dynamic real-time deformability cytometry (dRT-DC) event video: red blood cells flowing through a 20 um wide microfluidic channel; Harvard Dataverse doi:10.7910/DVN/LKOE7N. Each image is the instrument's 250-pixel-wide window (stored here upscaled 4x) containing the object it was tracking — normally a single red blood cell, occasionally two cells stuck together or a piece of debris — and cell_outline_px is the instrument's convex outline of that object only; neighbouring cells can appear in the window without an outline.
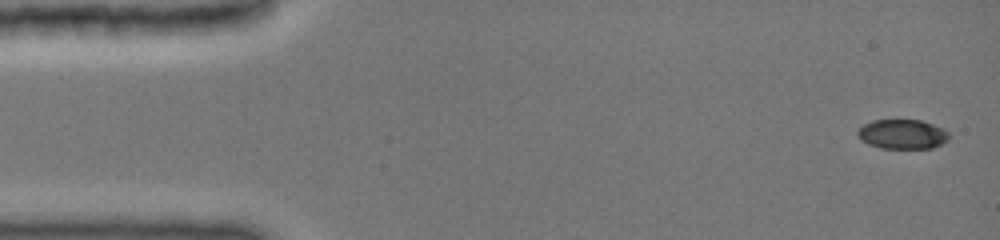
{"species": "common noctule bat (a hibernating species)", "species_latin": "Nyctalus noctula", "temperature_condition": "cold", "stored_images_in_passage": 34, "camera_frame_rate_fps": 3000, "um_per_image_px": 0.085, "animal": {"sex": "female", "body_mass_g": 19.0, "forearm_length_mm": 51.5}, "frame": {"image": 1, "passage_image": 1, "time_ms": 0.0, "image_size_px": [1000, 240], "cell_outline_px": [[948, 140], [932, 148], [880, 148], [868, 144], [860, 140], [856, 136], [856, 132], [864, 124], [872, 120], [920, 120], [944, 128], [948, 132]], "centroid_in_image_um": [76.67, 11.4], "position_along_channel_um": 8.3, "area_um2": 15.78}}
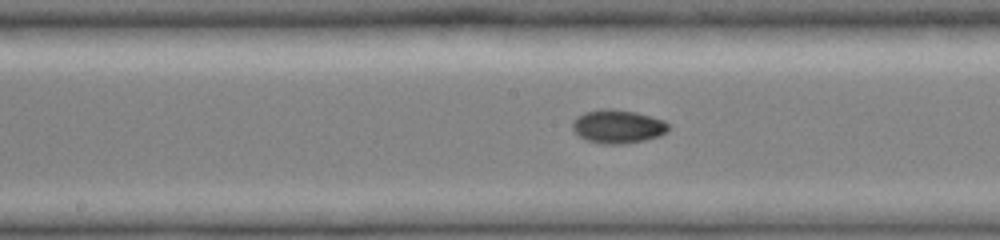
{"frame": {"image": 2, "passage_image": 20, "time_ms": 7.667, "image_size_px": [1000, 240], "cell_outline_px": [[668, 128], [660, 136], [644, 140], [620, 144], [600, 144], [588, 140], [580, 136], [572, 128], [572, 124], [584, 112], [636, 112], [664, 120], [668, 124]], "centroid_in_image_um": [52.56, 10.81], "position_along_channel_um": 195.6, "area_um2": 17.63}}
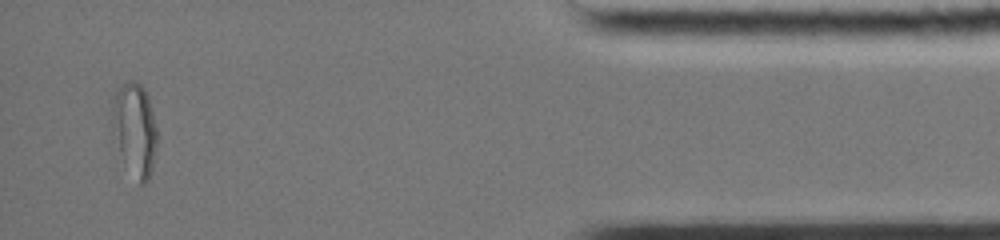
{"frame": {"image": 3, "passage_image": 34, "time_ms": 14.667, "image_size_px": [1000, 240], "cell_outline_px": [[156, 152], [152, 172], [148, 180], [144, 184], [140, 184], [112, 140], [112, 108], [116, 92], [124, 80], [136, 80], [144, 88], [148, 96], [156, 128]], "centroid_in_image_um": [11.44, 10.96], "position_along_channel_um": 423.8, "area_um2": 24.33}, "authors_computed_cell_mechanics": {"area_um2": 17.34, "velocity_mm_per_s": 3.9856, "shape_relaxation_time_tau1_ms": null, "shape_relaxation_time_tau2_ms": 2.912, "deformation_change_tau1": null, "deformation_change_tau2": 0.0384}}